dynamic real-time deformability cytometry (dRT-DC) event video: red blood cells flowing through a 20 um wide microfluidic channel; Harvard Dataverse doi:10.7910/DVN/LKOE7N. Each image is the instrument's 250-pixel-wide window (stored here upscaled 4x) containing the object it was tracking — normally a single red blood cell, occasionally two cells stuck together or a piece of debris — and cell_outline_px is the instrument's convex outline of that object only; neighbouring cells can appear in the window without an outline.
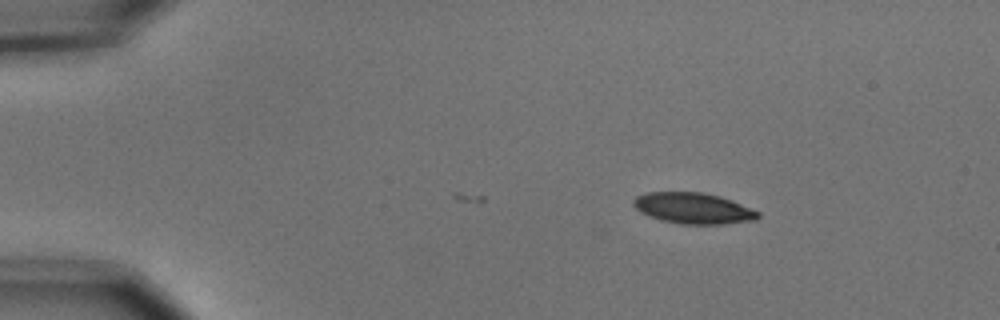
{"species": "common noctule bat (a hibernating species)", "species_latin": "Nyctalus noctula", "temperature_condition": "cold", "stored_images_in_passage": 47, "camera_frame_rate_fps": 3000, "um_per_image_px": 0.085, "animal": {"sex": "male", "body_mass_g": 15.6}, "frame": {"image": 1, "passage_image": 1, "time_ms": 0.0, "image_size_px": [1000, 320], "cell_outline_px": [[760, 216], [756, 220], [724, 224], [680, 224], [660, 220], [640, 212], [632, 204], [632, 200], [636, 196], [648, 192], [704, 192], [720, 196], [732, 200], [760, 212]], "centroid_in_image_um": [58.93, 17.7], "position_along_channel_um": 26.1, "area_um2": 22.66}}
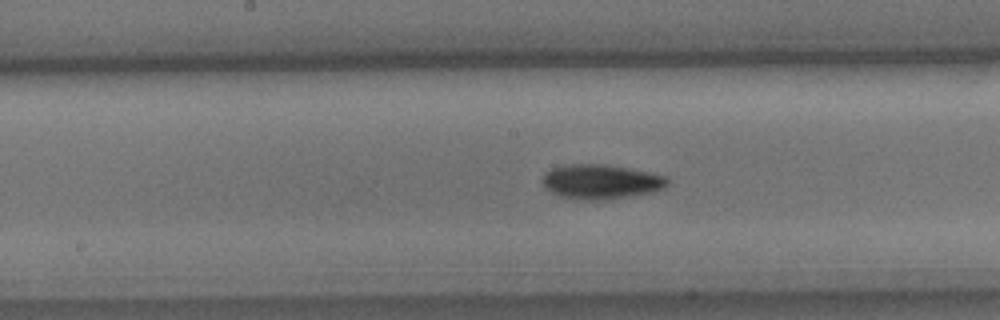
{"frame": {"image": 2, "passage_image": 21, "time_ms": 6.667, "image_size_px": [1000, 320], "cell_outline_px": [[668, 184], [664, 188], [652, 192], [632, 196], [608, 200], [580, 200], [560, 196], [544, 188], [540, 180], [544, 172], [552, 168], [568, 164], [604, 164], [628, 168], [668, 176]], "centroid_in_image_um": [51.05, 15.45], "position_along_channel_um": 197.2, "area_um2": 25.55}}
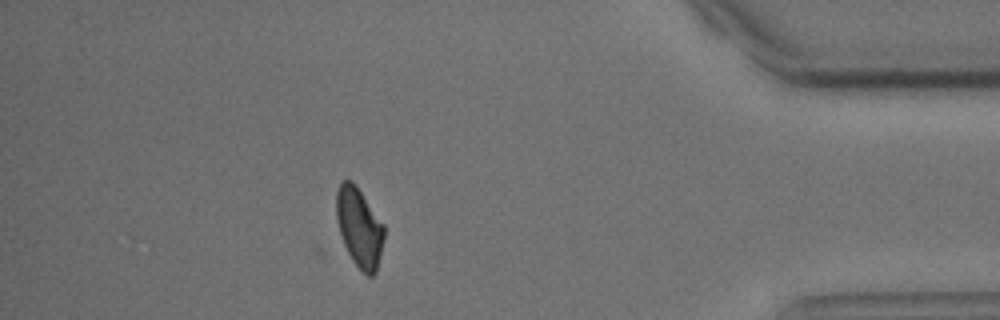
{"frame": {"image": 3, "passage_image": 41, "time_ms": 13.333, "image_size_px": [1000, 320], "cell_outline_px": [[384, 236], [380, 256], [376, 272], [372, 276], [368, 276], [352, 260], [344, 244], [336, 220], [336, 192], [340, 180], [352, 180], [356, 184], [384, 224]], "centroid_in_image_um": [30.53, 19.28], "position_along_channel_um": 404.7, "area_um2": 22.08}, "authors_computed_cell_mechanics": {"area_um2": 23.5824, "velocity_mm_per_s": 3.6849, "shape_relaxation_time_tau1_ms": 2.4685, "shape_relaxation_time_tau2_ms": null, "deformation_change_tau1": 0.1034, "deformation_change_tau2": null}}